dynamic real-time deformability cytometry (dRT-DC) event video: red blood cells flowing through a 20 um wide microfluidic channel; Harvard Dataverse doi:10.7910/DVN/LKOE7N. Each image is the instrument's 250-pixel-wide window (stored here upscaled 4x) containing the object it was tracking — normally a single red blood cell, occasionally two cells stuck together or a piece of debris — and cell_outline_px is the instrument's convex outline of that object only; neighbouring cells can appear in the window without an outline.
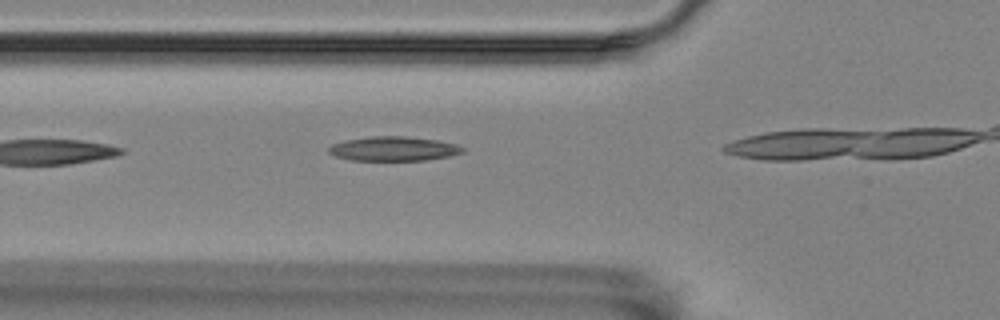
{"species": "Egyptian fruit bat (a non-hibernating species)", "species_latin": "Rousettus aegyptiacus", "temperature_condition": "room temperature", "stored_images_in_passage": 7, "camera_frame_rate_fps": 3000, "um_per_image_px": 0.085, "animal": {"sex": "female"}, "frame": {"image": 1, "passage_image": 3, "time_ms": 0.667, "image_size_px": [1000, 320], "cell_outline_px": [[464, 152], [448, 156], [424, 160], [352, 160], [336, 156], [328, 152], [328, 148], [332, 144], [344, 140], [372, 136], [404, 136], [436, 140], [456, 144], [464, 148]], "centroid_in_image_um": [33.43, 12.63], "position_along_channel_um": 92.4, "area_um2": 18.84}}